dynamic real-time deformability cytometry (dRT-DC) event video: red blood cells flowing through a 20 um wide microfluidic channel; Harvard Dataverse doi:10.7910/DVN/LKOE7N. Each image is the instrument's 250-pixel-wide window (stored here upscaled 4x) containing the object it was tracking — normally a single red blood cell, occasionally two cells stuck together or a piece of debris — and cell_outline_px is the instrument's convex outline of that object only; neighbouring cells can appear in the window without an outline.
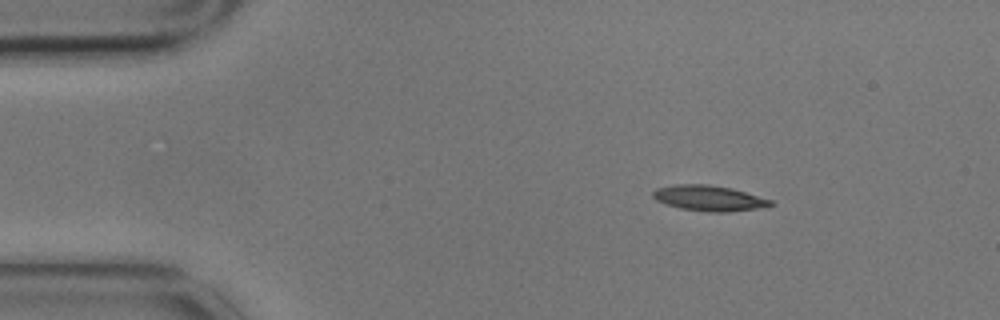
{"species": "common noctule bat (a hibernating species)", "species_latin": "Nyctalus noctula", "temperature_condition": "cold", "stored_images_in_passage": 11, "camera_frame_rate_fps": 3000, "um_per_image_px": 0.085, "animal": {"sex": "male", "body_mass_g": 17.9}, "frame": {"image": 1, "passage_image": 1, "time_ms": 0.0, "image_size_px": [1000, 320], "cell_outline_px": [[776, 204], [756, 208], [728, 212], [708, 212], [680, 208], [656, 200], [652, 196], [652, 192], [656, 188], [676, 184], [708, 184], [732, 188], [772, 200]], "centroid_in_image_um": [60.25, 16.83], "position_along_channel_um": 24.7, "area_um2": 17.4}}
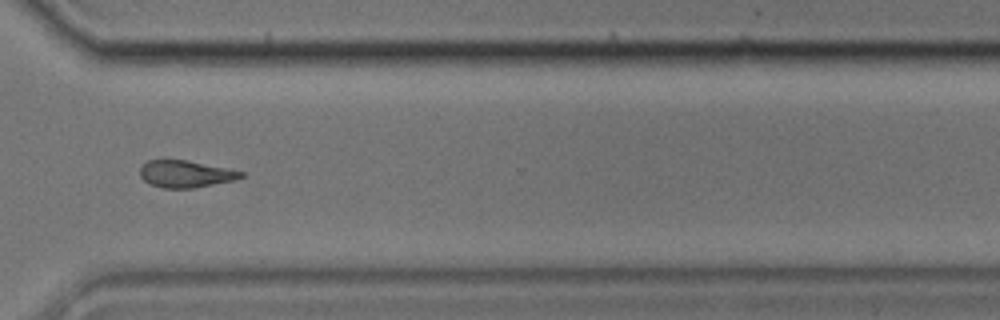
{"frame": {"image": 2, "passage_image": 10, "time_ms": 3.0, "image_size_px": [1000, 320], "cell_outline_px": [[244, 176], [236, 180], [192, 188], [164, 188], [152, 184], [144, 180], [140, 176], [140, 168], [148, 160], [164, 156], [188, 160], [228, 168], [244, 172]], "centroid_in_image_um": [15.75, 14.73], "position_along_channel_um": 354.8, "area_um2": 16.42}}